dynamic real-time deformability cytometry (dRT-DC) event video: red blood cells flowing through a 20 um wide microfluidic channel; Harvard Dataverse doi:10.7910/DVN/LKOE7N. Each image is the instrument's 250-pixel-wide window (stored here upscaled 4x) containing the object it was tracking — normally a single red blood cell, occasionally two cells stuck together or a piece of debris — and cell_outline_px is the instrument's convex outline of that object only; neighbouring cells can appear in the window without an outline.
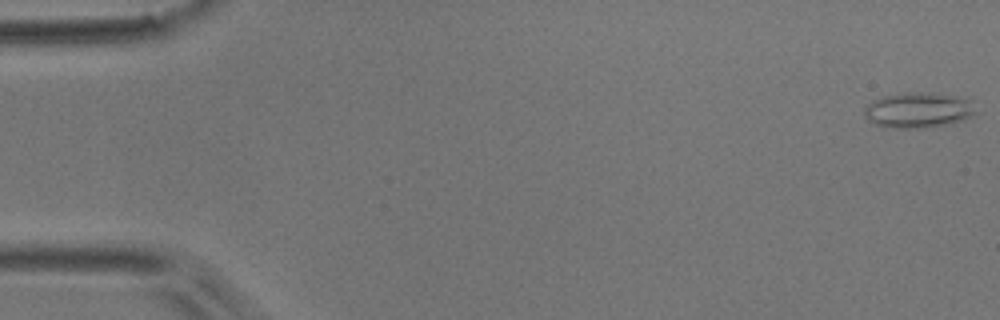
{"species": "common noctule bat (a hibernating species)", "species_latin": "Nyctalus noctula", "temperature_condition": "room temperature", "stored_images_in_passage": 25, "camera_frame_rate_fps": 3000, "um_per_image_px": 0.085, "animal": {"sex": "male", "body_mass_g": 17.9}, "frame": {"image": 1, "passage_image": 1, "time_ms": 0.0, "image_size_px": [1000, 320], "cell_outline_px": [[976, 112], [972, 116], [948, 124], [928, 128], [892, 128], [876, 124], [868, 120], [864, 116], [864, 108], [872, 100], [880, 96], [920, 92], [952, 96], [968, 100]], "centroid_in_image_um": [77.98, 9.38], "position_along_channel_um": 7.0, "area_um2": 22.6}}
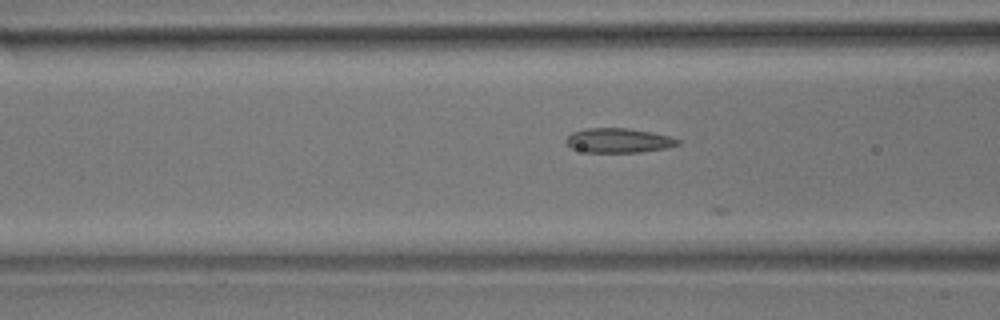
{"frame": {"image": 2, "passage_image": 21, "time_ms": 6.667, "image_size_px": [1000, 320], "cell_outline_px": [[684, 144], [668, 148], [640, 152], [588, 152], [572, 148], [564, 140], [572, 132], [584, 128], [628, 128], [652, 132], [672, 136], [680, 140]], "centroid_in_image_um": [52.65, 11.93], "position_along_channel_um": 113.9, "area_um2": 16.18}}
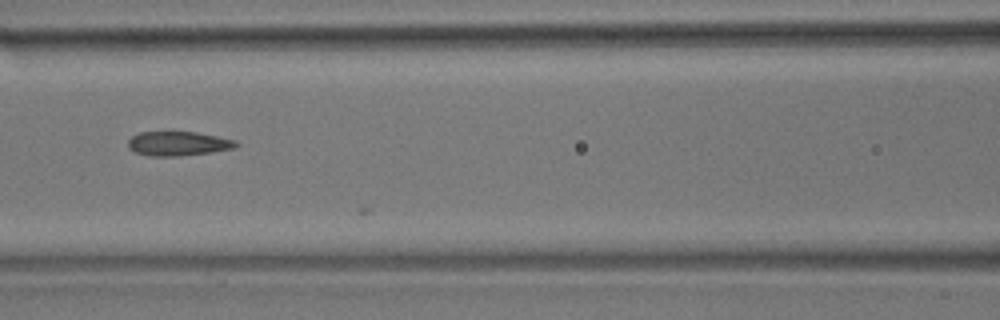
{"frame": {"image": 3, "passage_image": 24, "time_ms": 7.667, "image_size_px": [1000, 320], "cell_outline_px": [[240, 144], [236, 148], [212, 152], [180, 156], [148, 156], [136, 152], [128, 148], [128, 140], [132, 136], [140, 132], [196, 132], [236, 140]], "centroid_in_image_um": [15.16, 12.21], "position_along_channel_um": 151.4, "area_um2": 15.37}}